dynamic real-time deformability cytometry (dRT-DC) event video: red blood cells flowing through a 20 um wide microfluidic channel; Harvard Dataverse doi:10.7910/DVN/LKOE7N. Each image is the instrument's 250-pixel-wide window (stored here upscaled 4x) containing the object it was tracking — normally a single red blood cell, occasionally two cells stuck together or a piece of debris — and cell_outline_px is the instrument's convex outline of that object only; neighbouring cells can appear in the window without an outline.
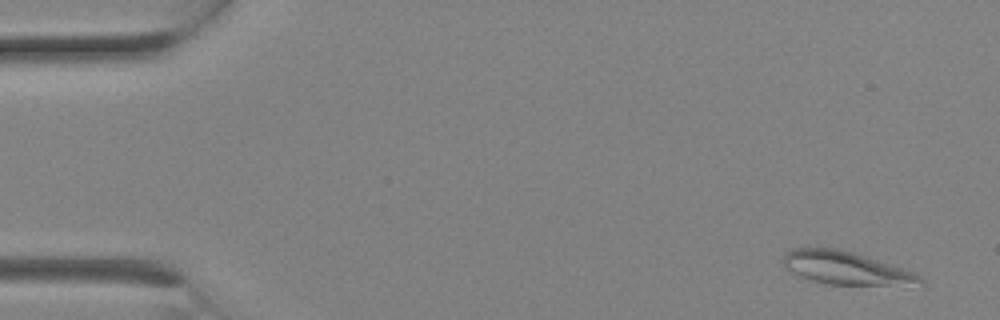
{"species": "Egyptian fruit bat (a non-hibernating species)", "species_latin": "Rousettus aegyptiacus", "temperature_condition": "room temperature", "stored_images_in_passage": 2, "camera_frame_rate_fps": 3000, "um_per_image_px": 0.085, "animal": {"sex": "female"}, "frame": {"image": 1, "passage_image": 1, "time_ms": 0.0, "image_size_px": [1000, 320], "cell_outline_px": [[924, 288], [828, 284], [812, 280], [800, 276], [784, 268], [784, 256], [788, 252], [796, 248], [836, 248], [852, 252], [912, 272], [920, 276], [924, 280]], "centroid_in_image_um": [72.05, 22.85], "position_along_channel_um": 13.0, "area_um2": 26.7}}